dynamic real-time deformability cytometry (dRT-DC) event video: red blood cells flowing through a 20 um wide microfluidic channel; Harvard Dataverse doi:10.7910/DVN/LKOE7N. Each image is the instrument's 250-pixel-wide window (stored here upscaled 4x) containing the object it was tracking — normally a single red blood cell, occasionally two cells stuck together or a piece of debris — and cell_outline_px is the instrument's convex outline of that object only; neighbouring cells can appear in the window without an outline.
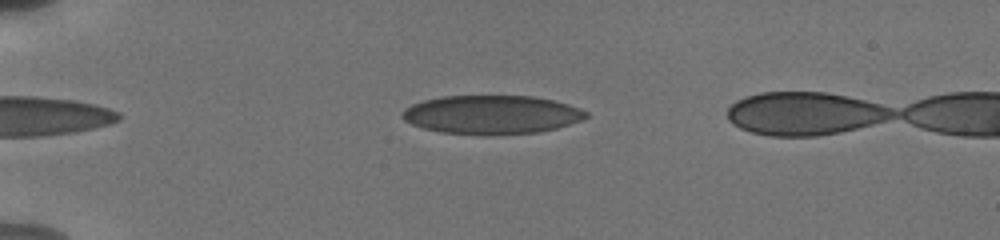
{"species": "human", "species_latin": "Homo sapiens", "temperature_condition": "cold", "stored_images_in_passage": 48, "camera_frame_rate_fps": 3000, "um_per_image_px": 0.085, "donor": {"sex": "male"}, "frame": {"image": 1, "passage_image": 9, "time_ms": 2.667, "image_size_px": [1000, 240], "cell_outline_px": [[588, 116], [584, 120], [556, 128], [540, 132], [488, 136], [440, 132], [424, 128], [412, 124], [404, 120], [400, 116], [400, 112], [404, 108], [412, 104], [424, 100], [444, 96], [532, 96], [552, 100], [568, 104], [580, 108], [588, 112]], "centroid_in_image_um": [41.79, 9.76], "position_along_channel_um": 43.2, "area_um2": 41.91}}
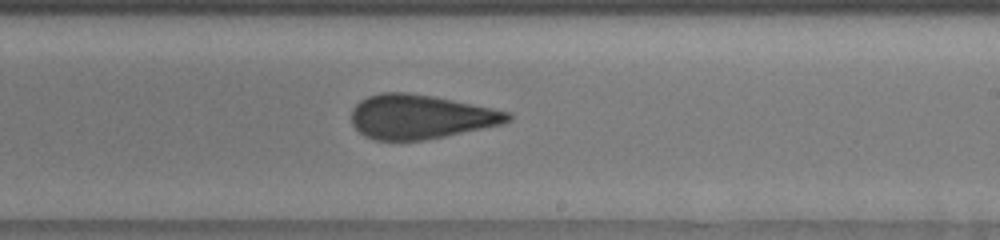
{"frame": {"image": 2, "passage_image": 29, "time_ms": 9.333, "image_size_px": [1000, 240], "cell_outline_px": [[512, 120], [504, 124], [424, 140], [372, 140], [364, 136], [352, 124], [352, 108], [360, 100], [368, 96], [380, 92], [408, 92], [432, 96], [512, 112]], "centroid_in_image_um": [35.74, 9.92], "position_along_channel_um": 253.3, "area_um2": 40.34}}
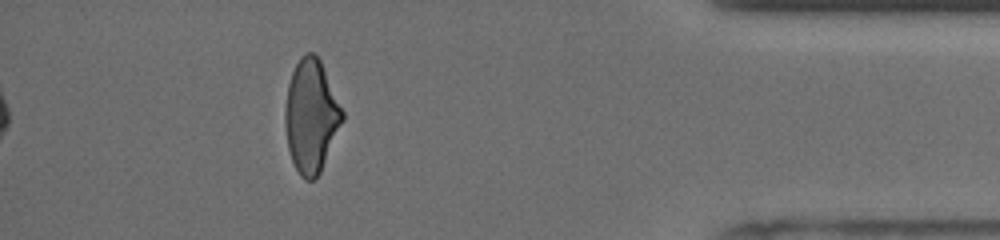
{"frame": {"image": 3, "passage_image": 44, "time_ms": 14.333, "image_size_px": [1000, 240], "cell_outline_px": [[344, 120], [320, 172], [312, 180], [304, 180], [300, 176], [292, 160], [288, 148], [284, 120], [284, 112], [288, 84], [292, 72], [300, 56], [304, 52], [312, 52], [320, 60], [344, 112]], "centroid_in_image_um": [26.44, 9.86], "position_along_channel_um": 408.8, "area_um2": 37.57}}